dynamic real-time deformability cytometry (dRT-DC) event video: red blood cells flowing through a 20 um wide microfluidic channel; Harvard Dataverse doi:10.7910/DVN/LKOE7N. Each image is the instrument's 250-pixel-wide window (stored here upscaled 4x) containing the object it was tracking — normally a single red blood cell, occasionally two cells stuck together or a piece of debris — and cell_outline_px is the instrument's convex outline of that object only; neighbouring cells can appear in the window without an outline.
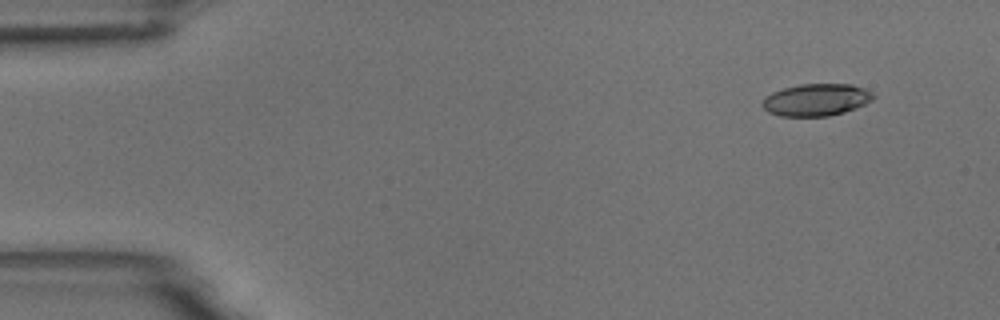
{"species": "common noctule bat (a hibernating species)", "species_latin": "Nyctalus noctula", "temperature_condition": "room temperature", "stored_images_in_passage": 6, "segment_of_instrument_passage": [2, 2], "camera_frame_rate_fps": 3000, "um_per_image_px": 0.085, "animal": {"sex": "male", "body_mass_g": 18.8}, "frame": {"image": 1, "passage_image": 6, "time_ms": 6.0, "image_size_px": [1000, 320], "cell_outline_px": [[876, 96], [872, 100], [856, 108], [844, 112], [828, 116], [780, 116], [768, 112], [760, 104], [764, 96], [772, 92], [784, 88], [800, 84], [852, 84], [864, 88], [872, 92]], "centroid_in_image_um": [69.36, 8.48], "position_along_channel_um": 15.6, "area_um2": 20.92}}